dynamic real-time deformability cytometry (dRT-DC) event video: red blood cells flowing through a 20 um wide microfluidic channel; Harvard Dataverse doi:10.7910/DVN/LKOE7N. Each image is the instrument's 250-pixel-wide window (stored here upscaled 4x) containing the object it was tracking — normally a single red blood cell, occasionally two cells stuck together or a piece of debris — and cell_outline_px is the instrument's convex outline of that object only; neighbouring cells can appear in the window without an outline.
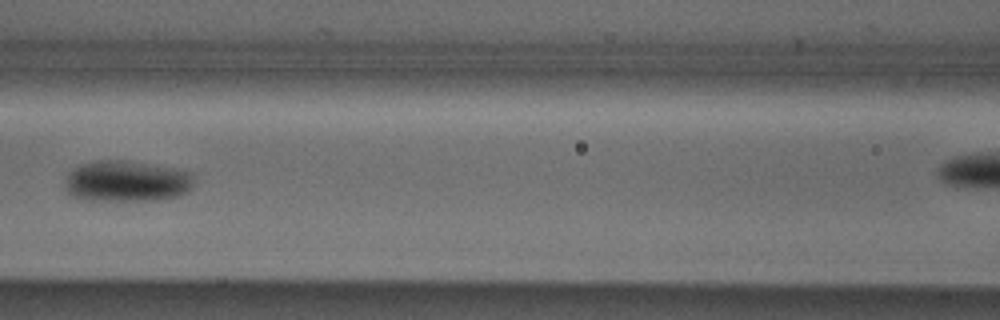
{"species": "Egyptian fruit bat (a non-hibernating species)", "species_latin": "Rousettus aegyptiacus", "temperature_condition": "cold", "stored_images_in_passage": 7, "segment_of_instrument_passage": [1, 2], "camera_frame_rate_fps": 3000, "um_per_image_px": 0.085, "animal": {"sex": "male"}, "frame": {"image": 1, "passage_image": 6, "time_ms": 6.0, "image_size_px": [1000, 320], "cell_outline_px": [[196, 172], [192, 188], [188, 192], [176, 196], [156, 200], [84, 200], [68, 196], [68, 172], [80, 164], [92, 160], [128, 160], [176, 168]], "centroid_in_image_um": [10.83, 15.39], "position_along_channel_um": 155.8, "area_um2": 31.39}}